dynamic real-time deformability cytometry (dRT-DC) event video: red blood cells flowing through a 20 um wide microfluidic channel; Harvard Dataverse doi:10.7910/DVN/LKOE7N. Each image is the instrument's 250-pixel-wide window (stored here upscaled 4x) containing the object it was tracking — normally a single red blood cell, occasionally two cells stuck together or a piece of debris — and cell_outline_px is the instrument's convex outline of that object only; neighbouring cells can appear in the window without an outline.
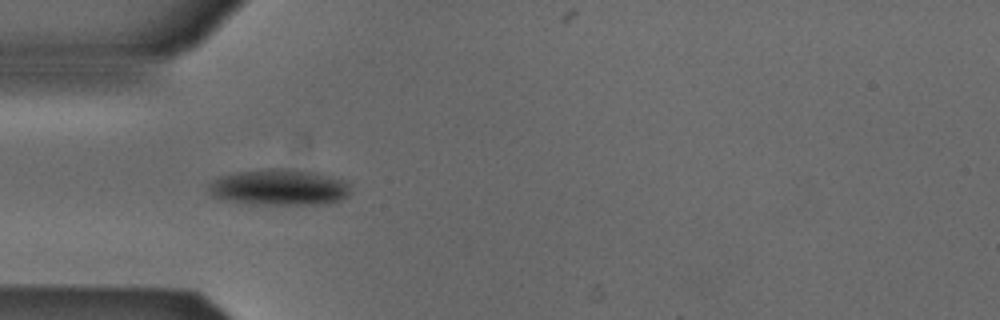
{"species": "Egyptian fruit bat (a non-hibernating species)", "species_latin": "Rousettus aegyptiacus", "temperature_condition": "cold", "stored_images_in_passage": 8, "camera_frame_rate_fps": 3000, "um_per_image_px": 0.085, "animal": {"sex": "male"}, "frame": {"image": 1, "passage_image": 4, "time_ms": 1.0, "image_size_px": [1000, 320], "cell_outline_px": [[348, 196], [332, 204], [248, 204], [220, 200], [212, 196], [208, 192], [208, 184], [212, 180], [220, 176], [236, 172], [268, 168], [288, 168], [316, 172], [344, 180], [348, 184]], "centroid_in_image_um": [23.68, 15.92], "position_along_channel_um": 61.3, "area_um2": 30.35}}
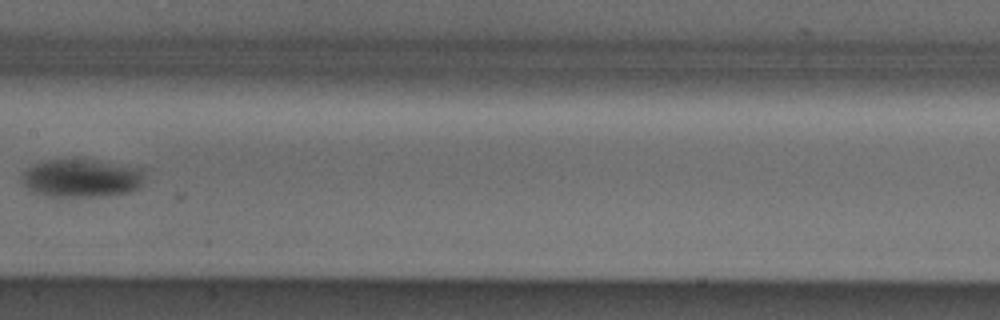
{"frame": {"image": 2, "passage_image": 7, "time_ms": 2.0, "image_size_px": [1000, 320], "cell_outline_px": [[144, 184], [140, 188], [132, 192], [100, 196], [48, 196], [32, 192], [24, 184], [20, 176], [32, 164], [44, 160], [96, 160], [144, 168]], "centroid_in_image_um": [6.98, 15.14], "position_along_channel_um": 200.4, "area_um2": 27.57}}
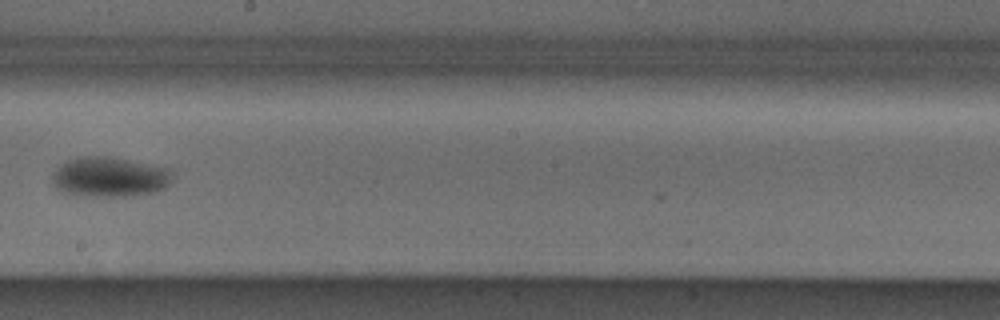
{"frame": {"image": 3, "passage_image": 8, "time_ms": 2.333, "image_size_px": [1000, 320], "cell_outline_px": [[172, 172], [168, 184], [164, 188], [156, 192], [132, 196], [84, 196], [60, 192], [56, 188], [52, 180], [52, 176], [60, 164], [68, 160], [88, 156], [108, 156], [168, 168]], "centroid_in_image_um": [9.29, 15.06], "position_along_channel_um": 238.9, "area_um2": 27.86}}